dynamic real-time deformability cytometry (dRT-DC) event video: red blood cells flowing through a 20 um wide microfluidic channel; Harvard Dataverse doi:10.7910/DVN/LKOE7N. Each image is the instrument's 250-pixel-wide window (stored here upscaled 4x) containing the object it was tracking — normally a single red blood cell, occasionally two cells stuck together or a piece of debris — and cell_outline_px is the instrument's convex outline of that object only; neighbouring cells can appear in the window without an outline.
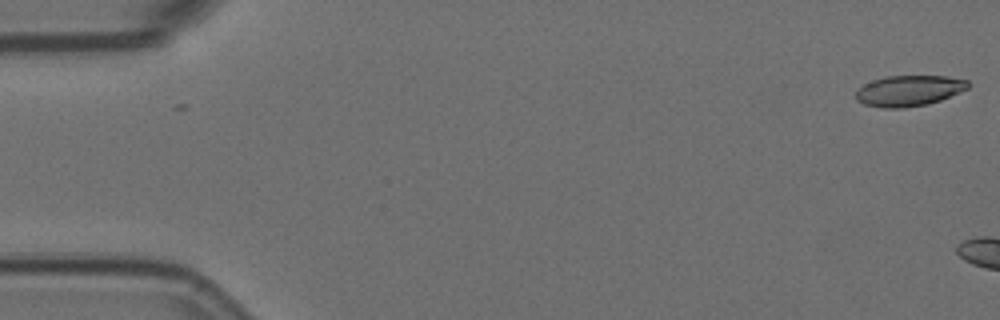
{"species": "Egyptian fruit bat (a non-hibernating species)", "species_latin": "Rousettus aegyptiacus", "temperature_condition": "room temperature", "stored_images_in_passage": 7, "camera_frame_rate_fps": 3000, "um_per_image_px": 0.085, "animal": {"sex": "female"}, "frame": {"image": 1, "passage_image": 1, "time_ms": 0.0, "image_size_px": [1000, 320], "cell_outline_px": [[968, 88], [960, 92], [940, 100], [928, 104], [904, 108], [884, 108], [864, 104], [856, 100], [856, 88], [872, 80], [884, 76], [948, 76], [968, 80]], "centroid_in_image_um": [77.23, 7.71], "position_along_channel_um": 7.8, "area_um2": 20.23}}